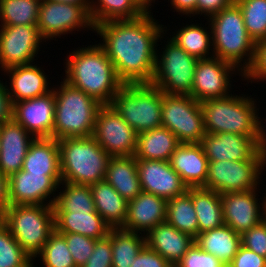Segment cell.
Masks as SVG:
<instances>
[{
    "label": "cell",
    "mask_w": 266,
    "mask_h": 267,
    "mask_svg": "<svg viewBox=\"0 0 266 267\" xmlns=\"http://www.w3.org/2000/svg\"><path fill=\"white\" fill-rule=\"evenodd\" d=\"M263 222L266 224V212L263 214Z\"/></svg>",
    "instance_id": "obj_57"
},
{
    "label": "cell",
    "mask_w": 266,
    "mask_h": 267,
    "mask_svg": "<svg viewBox=\"0 0 266 267\" xmlns=\"http://www.w3.org/2000/svg\"><path fill=\"white\" fill-rule=\"evenodd\" d=\"M139 4L146 10V11H153L155 9V4L159 3V0H137Z\"/></svg>",
    "instance_id": "obj_55"
},
{
    "label": "cell",
    "mask_w": 266,
    "mask_h": 267,
    "mask_svg": "<svg viewBox=\"0 0 266 267\" xmlns=\"http://www.w3.org/2000/svg\"><path fill=\"white\" fill-rule=\"evenodd\" d=\"M57 82L53 85L55 95L53 138L59 140L92 136L96 115L102 104L62 78Z\"/></svg>",
    "instance_id": "obj_5"
},
{
    "label": "cell",
    "mask_w": 266,
    "mask_h": 267,
    "mask_svg": "<svg viewBox=\"0 0 266 267\" xmlns=\"http://www.w3.org/2000/svg\"><path fill=\"white\" fill-rule=\"evenodd\" d=\"M198 220L199 233L222 226L224 223L221 194L216 191L188 188Z\"/></svg>",
    "instance_id": "obj_33"
},
{
    "label": "cell",
    "mask_w": 266,
    "mask_h": 267,
    "mask_svg": "<svg viewBox=\"0 0 266 267\" xmlns=\"http://www.w3.org/2000/svg\"><path fill=\"white\" fill-rule=\"evenodd\" d=\"M208 161L263 160L253 137L233 133H206L200 143Z\"/></svg>",
    "instance_id": "obj_21"
},
{
    "label": "cell",
    "mask_w": 266,
    "mask_h": 267,
    "mask_svg": "<svg viewBox=\"0 0 266 267\" xmlns=\"http://www.w3.org/2000/svg\"><path fill=\"white\" fill-rule=\"evenodd\" d=\"M62 181L91 185L105 179L111 158L93 136L59 139Z\"/></svg>",
    "instance_id": "obj_6"
},
{
    "label": "cell",
    "mask_w": 266,
    "mask_h": 267,
    "mask_svg": "<svg viewBox=\"0 0 266 267\" xmlns=\"http://www.w3.org/2000/svg\"><path fill=\"white\" fill-rule=\"evenodd\" d=\"M263 179H261V184L263 185V189L265 190V192H266V185H264L263 183H264V181H262ZM263 182V183H262ZM264 186H265V188H264ZM263 193V197H264V212H266V193Z\"/></svg>",
    "instance_id": "obj_56"
},
{
    "label": "cell",
    "mask_w": 266,
    "mask_h": 267,
    "mask_svg": "<svg viewBox=\"0 0 266 267\" xmlns=\"http://www.w3.org/2000/svg\"><path fill=\"white\" fill-rule=\"evenodd\" d=\"M46 1L83 6L90 13V0H46Z\"/></svg>",
    "instance_id": "obj_54"
},
{
    "label": "cell",
    "mask_w": 266,
    "mask_h": 267,
    "mask_svg": "<svg viewBox=\"0 0 266 267\" xmlns=\"http://www.w3.org/2000/svg\"><path fill=\"white\" fill-rule=\"evenodd\" d=\"M37 27L41 37L48 44L53 40L67 38L68 34L73 36L83 32V37L84 33L88 32L90 36L94 33L90 13L83 6L46 0L40 3Z\"/></svg>",
    "instance_id": "obj_10"
},
{
    "label": "cell",
    "mask_w": 266,
    "mask_h": 267,
    "mask_svg": "<svg viewBox=\"0 0 266 267\" xmlns=\"http://www.w3.org/2000/svg\"><path fill=\"white\" fill-rule=\"evenodd\" d=\"M3 78V79H2ZM2 79V80H1ZM4 76H0V126L12 119L13 105L7 92Z\"/></svg>",
    "instance_id": "obj_51"
},
{
    "label": "cell",
    "mask_w": 266,
    "mask_h": 267,
    "mask_svg": "<svg viewBox=\"0 0 266 267\" xmlns=\"http://www.w3.org/2000/svg\"><path fill=\"white\" fill-rule=\"evenodd\" d=\"M35 138L13 118L0 126V172L10 176L22 169L30 143Z\"/></svg>",
    "instance_id": "obj_22"
},
{
    "label": "cell",
    "mask_w": 266,
    "mask_h": 267,
    "mask_svg": "<svg viewBox=\"0 0 266 267\" xmlns=\"http://www.w3.org/2000/svg\"><path fill=\"white\" fill-rule=\"evenodd\" d=\"M198 21L199 20H195L194 18H188V20L185 21L186 23L179 22V24L177 25L179 26V28L176 25L174 28L168 23L167 26L164 25V30L165 33L188 54L195 56L198 59L212 58L214 57V55L210 24L208 22V19H206L207 22H205V19L202 20V18L199 21L200 23ZM202 22H205V25L204 23L202 24ZM170 26H172V29L170 28Z\"/></svg>",
    "instance_id": "obj_24"
},
{
    "label": "cell",
    "mask_w": 266,
    "mask_h": 267,
    "mask_svg": "<svg viewBox=\"0 0 266 267\" xmlns=\"http://www.w3.org/2000/svg\"><path fill=\"white\" fill-rule=\"evenodd\" d=\"M235 0H196V18L209 19L229 7Z\"/></svg>",
    "instance_id": "obj_49"
},
{
    "label": "cell",
    "mask_w": 266,
    "mask_h": 267,
    "mask_svg": "<svg viewBox=\"0 0 266 267\" xmlns=\"http://www.w3.org/2000/svg\"><path fill=\"white\" fill-rule=\"evenodd\" d=\"M95 210L111 228H122L127 218L126 201L105 180L90 185Z\"/></svg>",
    "instance_id": "obj_30"
},
{
    "label": "cell",
    "mask_w": 266,
    "mask_h": 267,
    "mask_svg": "<svg viewBox=\"0 0 266 267\" xmlns=\"http://www.w3.org/2000/svg\"><path fill=\"white\" fill-rule=\"evenodd\" d=\"M198 60L169 38L164 31L157 44L155 69L150 84L166 94L191 96Z\"/></svg>",
    "instance_id": "obj_8"
},
{
    "label": "cell",
    "mask_w": 266,
    "mask_h": 267,
    "mask_svg": "<svg viewBox=\"0 0 266 267\" xmlns=\"http://www.w3.org/2000/svg\"><path fill=\"white\" fill-rule=\"evenodd\" d=\"M239 5L246 31L255 43L266 39V0H235Z\"/></svg>",
    "instance_id": "obj_40"
},
{
    "label": "cell",
    "mask_w": 266,
    "mask_h": 267,
    "mask_svg": "<svg viewBox=\"0 0 266 267\" xmlns=\"http://www.w3.org/2000/svg\"><path fill=\"white\" fill-rule=\"evenodd\" d=\"M94 43L73 47L63 60L60 78L84 91L102 105H111L123 83L118 79L113 63L104 50ZM65 65V66H64ZM65 73V74H64ZM62 75V76H61Z\"/></svg>",
    "instance_id": "obj_2"
},
{
    "label": "cell",
    "mask_w": 266,
    "mask_h": 267,
    "mask_svg": "<svg viewBox=\"0 0 266 267\" xmlns=\"http://www.w3.org/2000/svg\"><path fill=\"white\" fill-rule=\"evenodd\" d=\"M237 76H239L238 79ZM243 76L244 74L233 64L217 57L199 59L194 73L191 97L203 102L229 96L234 91H238L233 90L234 82L240 80L241 85L243 84Z\"/></svg>",
    "instance_id": "obj_13"
},
{
    "label": "cell",
    "mask_w": 266,
    "mask_h": 267,
    "mask_svg": "<svg viewBox=\"0 0 266 267\" xmlns=\"http://www.w3.org/2000/svg\"><path fill=\"white\" fill-rule=\"evenodd\" d=\"M181 143L166 127L160 126L138 134L136 159L169 161Z\"/></svg>",
    "instance_id": "obj_32"
},
{
    "label": "cell",
    "mask_w": 266,
    "mask_h": 267,
    "mask_svg": "<svg viewBox=\"0 0 266 267\" xmlns=\"http://www.w3.org/2000/svg\"><path fill=\"white\" fill-rule=\"evenodd\" d=\"M166 221L194 238L199 234L198 220L191 195L184 194L167 201Z\"/></svg>",
    "instance_id": "obj_37"
},
{
    "label": "cell",
    "mask_w": 266,
    "mask_h": 267,
    "mask_svg": "<svg viewBox=\"0 0 266 267\" xmlns=\"http://www.w3.org/2000/svg\"><path fill=\"white\" fill-rule=\"evenodd\" d=\"M195 243L227 267L241 246V236L231 227L223 224L218 228L199 233L195 237Z\"/></svg>",
    "instance_id": "obj_31"
},
{
    "label": "cell",
    "mask_w": 266,
    "mask_h": 267,
    "mask_svg": "<svg viewBox=\"0 0 266 267\" xmlns=\"http://www.w3.org/2000/svg\"><path fill=\"white\" fill-rule=\"evenodd\" d=\"M38 260L43 267H76L65 237L56 230L50 234L40 253L33 259V264Z\"/></svg>",
    "instance_id": "obj_39"
},
{
    "label": "cell",
    "mask_w": 266,
    "mask_h": 267,
    "mask_svg": "<svg viewBox=\"0 0 266 267\" xmlns=\"http://www.w3.org/2000/svg\"><path fill=\"white\" fill-rule=\"evenodd\" d=\"M141 17L111 20L94 26L97 44L113 63L123 84H150L153 80L157 44L164 25L156 12ZM155 17V18H154Z\"/></svg>",
    "instance_id": "obj_1"
},
{
    "label": "cell",
    "mask_w": 266,
    "mask_h": 267,
    "mask_svg": "<svg viewBox=\"0 0 266 267\" xmlns=\"http://www.w3.org/2000/svg\"><path fill=\"white\" fill-rule=\"evenodd\" d=\"M112 267H131L135 257L146 245L145 235L123 228H111Z\"/></svg>",
    "instance_id": "obj_35"
},
{
    "label": "cell",
    "mask_w": 266,
    "mask_h": 267,
    "mask_svg": "<svg viewBox=\"0 0 266 267\" xmlns=\"http://www.w3.org/2000/svg\"><path fill=\"white\" fill-rule=\"evenodd\" d=\"M39 63H42V61L15 65L0 72L2 76L4 75L7 78H4V80L12 105L22 100L43 96L52 90L54 81L52 84L51 80L54 79V76L50 77L52 73L47 74L50 73L49 70L46 72L44 65L41 64L40 66Z\"/></svg>",
    "instance_id": "obj_18"
},
{
    "label": "cell",
    "mask_w": 266,
    "mask_h": 267,
    "mask_svg": "<svg viewBox=\"0 0 266 267\" xmlns=\"http://www.w3.org/2000/svg\"><path fill=\"white\" fill-rule=\"evenodd\" d=\"M136 166L144 192L168 201L184 194L188 189L169 161L136 159Z\"/></svg>",
    "instance_id": "obj_20"
},
{
    "label": "cell",
    "mask_w": 266,
    "mask_h": 267,
    "mask_svg": "<svg viewBox=\"0 0 266 267\" xmlns=\"http://www.w3.org/2000/svg\"><path fill=\"white\" fill-rule=\"evenodd\" d=\"M47 44L37 25L0 26V72L36 62Z\"/></svg>",
    "instance_id": "obj_14"
},
{
    "label": "cell",
    "mask_w": 266,
    "mask_h": 267,
    "mask_svg": "<svg viewBox=\"0 0 266 267\" xmlns=\"http://www.w3.org/2000/svg\"><path fill=\"white\" fill-rule=\"evenodd\" d=\"M169 164L188 188L205 185L208 159L200 143H181L170 157Z\"/></svg>",
    "instance_id": "obj_25"
},
{
    "label": "cell",
    "mask_w": 266,
    "mask_h": 267,
    "mask_svg": "<svg viewBox=\"0 0 266 267\" xmlns=\"http://www.w3.org/2000/svg\"><path fill=\"white\" fill-rule=\"evenodd\" d=\"M104 180L126 201L142 192L135 156H111Z\"/></svg>",
    "instance_id": "obj_27"
},
{
    "label": "cell",
    "mask_w": 266,
    "mask_h": 267,
    "mask_svg": "<svg viewBox=\"0 0 266 267\" xmlns=\"http://www.w3.org/2000/svg\"><path fill=\"white\" fill-rule=\"evenodd\" d=\"M146 245L160 254L171 265H176L195 243V238L170 225L158 224L146 235Z\"/></svg>",
    "instance_id": "obj_26"
},
{
    "label": "cell",
    "mask_w": 266,
    "mask_h": 267,
    "mask_svg": "<svg viewBox=\"0 0 266 267\" xmlns=\"http://www.w3.org/2000/svg\"><path fill=\"white\" fill-rule=\"evenodd\" d=\"M146 12L137 0H90L94 26L111 20L136 19Z\"/></svg>",
    "instance_id": "obj_34"
},
{
    "label": "cell",
    "mask_w": 266,
    "mask_h": 267,
    "mask_svg": "<svg viewBox=\"0 0 266 267\" xmlns=\"http://www.w3.org/2000/svg\"><path fill=\"white\" fill-rule=\"evenodd\" d=\"M163 94L151 84H123L111 105L139 134L161 126Z\"/></svg>",
    "instance_id": "obj_9"
},
{
    "label": "cell",
    "mask_w": 266,
    "mask_h": 267,
    "mask_svg": "<svg viewBox=\"0 0 266 267\" xmlns=\"http://www.w3.org/2000/svg\"><path fill=\"white\" fill-rule=\"evenodd\" d=\"M249 83L251 87L254 83L266 84V39L256 43L254 61L243 76V84L248 87Z\"/></svg>",
    "instance_id": "obj_43"
},
{
    "label": "cell",
    "mask_w": 266,
    "mask_h": 267,
    "mask_svg": "<svg viewBox=\"0 0 266 267\" xmlns=\"http://www.w3.org/2000/svg\"><path fill=\"white\" fill-rule=\"evenodd\" d=\"M161 126L169 129L180 143H201L206 133L200 102L190 95L164 93Z\"/></svg>",
    "instance_id": "obj_12"
},
{
    "label": "cell",
    "mask_w": 266,
    "mask_h": 267,
    "mask_svg": "<svg viewBox=\"0 0 266 267\" xmlns=\"http://www.w3.org/2000/svg\"><path fill=\"white\" fill-rule=\"evenodd\" d=\"M260 111V112H259ZM257 113V152L261 158L266 162V116L262 117L261 109Z\"/></svg>",
    "instance_id": "obj_52"
},
{
    "label": "cell",
    "mask_w": 266,
    "mask_h": 267,
    "mask_svg": "<svg viewBox=\"0 0 266 267\" xmlns=\"http://www.w3.org/2000/svg\"><path fill=\"white\" fill-rule=\"evenodd\" d=\"M42 0H0V26L37 25Z\"/></svg>",
    "instance_id": "obj_38"
},
{
    "label": "cell",
    "mask_w": 266,
    "mask_h": 267,
    "mask_svg": "<svg viewBox=\"0 0 266 267\" xmlns=\"http://www.w3.org/2000/svg\"><path fill=\"white\" fill-rule=\"evenodd\" d=\"M33 260L0 219V267H33Z\"/></svg>",
    "instance_id": "obj_41"
},
{
    "label": "cell",
    "mask_w": 266,
    "mask_h": 267,
    "mask_svg": "<svg viewBox=\"0 0 266 267\" xmlns=\"http://www.w3.org/2000/svg\"><path fill=\"white\" fill-rule=\"evenodd\" d=\"M177 267H226L214 255L202 250L196 243L176 264Z\"/></svg>",
    "instance_id": "obj_44"
},
{
    "label": "cell",
    "mask_w": 266,
    "mask_h": 267,
    "mask_svg": "<svg viewBox=\"0 0 266 267\" xmlns=\"http://www.w3.org/2000/svg\"><path fill=\"white\" fill-rule=\"evenodd\" d=\"M61 175H43L20 170L9 176V205L53 206Z\"/></svg>",
    "instance_id": "obj_16"
},
{
    "label": "cell",
    "mask_w": 266,
    "mask_h": 267,
    "mask_svg": "<svg viewBox=\"0 0 266 267\" xmlns=\"http://www.w3.org/2000/svg\"><path fill=\"white\" fill-rule=\"evenodd\" d=\"M227 267H266V258L241 245Z\"/></svg>",
    "instance_id": "obj_47"
},
{
    "label": "cell",
    "mask_w": 266,
    "mask_h": 267,
    "mask_svg": "<svg viewBox=\"0 0 266 267\" xmlns=\"http://www.w3.org/2000/svg\"><path fill=\"white\" fill-rule=\"evenodd\" d=\"M9 206V176L0 172V214Z\"/></svg>",
    "instance_id": "obj_53"
},
{
    "label": "cell",
    "mask_w": 266,
    "mask_h": 267,
    "mask_svg": "<svg viewBox=\"0 0 266 267\" xmlns=\"http://www.w3.org/2000/svg\"><path fill=\"white\" fill-rule=\"evenodd\" d=\"M82 267H112V246L109 236L95 241L93 252Z\"/></svg>",
    "instance_id": "obj_46"
},
{
    "label": "cell",
    "mask_w": 266,
    "mask_h": 267,
    "mask_svg": "<svg viewBox=\"0 0 266 267\" xmlns=\"http://www.w3.org/2000/svg\"><path fill=\"white\" fill-rule=\"evenodd\" d=\"M54 88L47 94L13 104L12 118L34 138H53Z\"/></svg>",
    "instance_id": "obj_19"
},
{
    "label": "cell",
    "mask_w": 266,
    "mask_h": 267,
    "mask_svg": "<svg viewBox=\"0 0 266 267\" xmlns=\"http://www.w3.org/2000/svg\"><path fill=\"white\" fill-rule=\"evenodd\" d=\"M261 190L262 186L253 190L221 194L224 223L236 233L241 235L263 221L264 197L261 193L264 190Z\"/></svg>",
    "instance_id": "obj_17"
},
{
    "label": "cell",
    "mask_w": 266,
    "mask_h": 267,
    "mask_svg": "<svg viewBox=\"0 0 266 267\" xmlns=\"http://www.w3.org/2000/svg\"><path fill=\"white\" fill-rule=\"evenodd\" d=\"M65 237L76 267H82L91 256L96 239L78 233H60Z\"/></svg>",
    "instance_id": "obj_42"
},
{
    "label": "cell",
    "mask_w": 266,
    "mask_h": 267,
    "mask_svg": "<svg viewBox=\"0 0 266 267\" xmlns=\"http://www.w3.org/2000/svg\"><path fill=\"white\" fill-rule=\"evenodd\" d=\"M92 136L110 156L135 155L138 133L112 105H102L98 110Z\"/></svg>",
    "instance_id": "obj_15"
},
{
    "label": "cell",
    "mask_w": 266,
    "mask_h": 267,
    "mask_svg": "<svg viewBox=\"0 0 266 267\" xmlns=\"http://www.w3.org/2000/svg\"><path fill=\"white\" fill-rule=\"evenodd\" d=\"M58 233H78L96 240L108 236L111 227L94 212H54Z\"/></svg>",
    "instance_id": "obj_28"
},
{
    "label": "cell",
    "mask_w": 266,
    "mask_h": 267,
    "mask_svg": "<svg viewBox=\"0 0 266 267\" xmlns=\"http://www.w3.org/2000/svg\"><path fill=\"white\" fill-rule=\"evenodd\" d=\"M167 2H170L168 7L170 6L171 11L176 12L180 19L182 16L185 20L192 17L196 19V0H167Z\"/></svg>",
    "instance_id": "obj_50"
},
{
    "label": "cell",
    "mask_w": 266,
    "mask_h": 267,
    "mask_svg": "<svg viewBox=\"0 0 266 267\" xmlns=\"http://www.w3.org/2000/svg\"><path fill=\"white\" fill-rule=\"evenodd\" d=\"M53 209L54 212H94L95 204L90 185L62 181L58 187Z\"/></svg>",
    "instance_id": "obj_36"
},
{
    "label": "cell",
    "mask_w": 266,
    "mask_h": 267,
    "mask_svg": "<svg viewBox=\"0 0 266 267\" xmlns=\"http://www.w3.org/2000/svg\"><path fill=\"white\" fill-rule=\"evenodd\" d=\"M0 219L32 260L55 230L54 209L49 205H9Z\"/></svg>",
    "instance_id": "obj_7"
},
{
    "label": "cell",
    "mask_w": 266,
    "mask_h": 267,
    "mask_svg": "<svg viewBox=\"0 0 266 267\" xmlns=\"http://www.w3.org/2000/svg\"><path fill=\"white\" fill-rule=\"evenodd\" d=\"M124 230L146 235L158 224L166 221L167 200L142 191L128 201Z\"/></svg>",
    "instance_id": "obj_23"
},
{
    "label": "cell",
    "mask_w": 266,
    "mask_h": 267,
    "mask_svg": "<svg viewBox=\"0 0 266 267\" xmlns=\"http://www.w3.org/2000/svg\"><path fill=\"white\" fill-rule=\"evenodd\" d=\"M22 170L43 175H61L58 140L35 138L29 145Z\"/></svg>",
    "instance_id": "obj_29"
},
{
    "label": "cell",
    "mask_w": 266,
    "mask_h": 267,
    "mask_svg": "<svg viewBox=\"0 0 266 267\" xmlns=\"http://www.w3.org/2000/svg\"><path fill=\"white\" fill-rule=\"evenodd\" d=\"M171 264L147 245L135 257L131 267H170Z\"/></svg>",
    "instance_id": "obj_48"
},
{
    "label": "cell",
    "mask_w": 266,
    "mask_h": 267,
    "mask_svg": "<svg viewBox=\"0 0 266 267\" xmlns=\"http://www.w3.org/2000/svg\"><path fill=\"white\" fill-rule=\"evenodd\" d=\"M265 168L264 160L208 161L207 178L202 188L219 194L253 190L261 187Z\"/></svg>",
    "instance_id": "obj_11"
},
{
    "label": "cell",
    "mask_w": 266,
    "mask_h": 267,
    "mask_svg": "<svg viewBox=\"0 0 266 267\" xmlns=\"http://www.w3.org/2000/svg\"><path fill=\"white\" fill-rule=\"evenodd\" d=\"M240 236L243 247L266 258V224L263 221Z\"/></svg>",
    "instance_id": "obj_45"
},
{
    "label": "cell",
    "mask_w": 266,
    "mask_h": 267,
    "mask_svg": "<svg viewBox=\"0 0 266 267\" xmlns=\"http://www.w3.org/2000/svg\"><path fill=\"white\" fill-rule=\"evenodd\" d=\"M212 32L213 55L233 64L243 74L251 67L256 43L246 31L239 5L229 7L208 19Z\"/></svg>",
    "instance_id": "obj_4"
},
{
    "label": "cell",
    "mask_w": 266,
    "mask_h": 267,
    "mask_svg": "<svg viewBox=\"0 0 266 267\" xmlns=\"http://www.w3.org/2000/svg\"><path fill=\"white\" fill-rule=\"evenodd\" d=\"M260 102L258 95L247 91L200 102L205 133H233L256 140Z\"/></svg>",
    "instance_id": "obj_3"
}]
</instances>
